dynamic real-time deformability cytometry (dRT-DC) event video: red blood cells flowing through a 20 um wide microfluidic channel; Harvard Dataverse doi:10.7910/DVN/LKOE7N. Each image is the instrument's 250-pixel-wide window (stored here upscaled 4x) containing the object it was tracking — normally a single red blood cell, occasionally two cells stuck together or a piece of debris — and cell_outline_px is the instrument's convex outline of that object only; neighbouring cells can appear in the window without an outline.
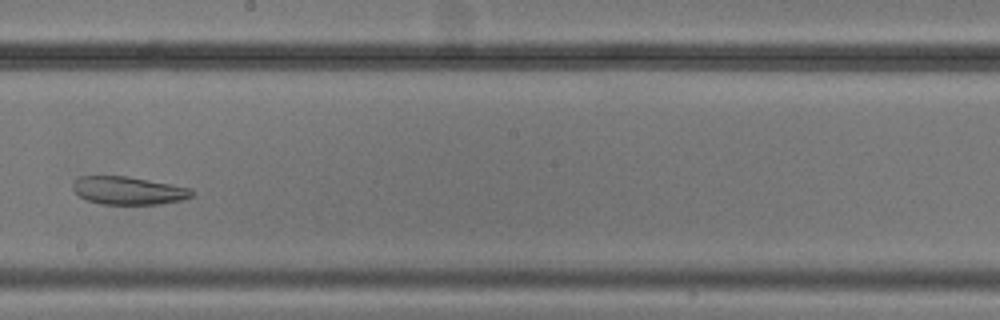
{"species": "common noctule bat (a hibernating species)", "species_latin": "Nyctalus noctula", "temperature_condition": "cold", "stored_images_in_passage": 6, "camera_frame_rate_fps": 3000, "um_per_image_px": 0.085, "animal": {"sex": "male", "body_mass_g": 20.5, "forearm_length_mm": 52.5}, "frame": {"image": 1, "passage_image": 6, "time_ms": 6.0, "image_size_px": [1000, 320], "cell_outline_px": [[196, 192], [192, 196], [180, 200], [160, 204], [100, 204], [88, 200], [80, 196], [72, 188], [72, 184], [80, 176], [128, 176], [192, 188]], "centroid_in_image_um": [10.94, 16.19], "position_along_channel_um": 237.3, "area_um2": 19.36}}